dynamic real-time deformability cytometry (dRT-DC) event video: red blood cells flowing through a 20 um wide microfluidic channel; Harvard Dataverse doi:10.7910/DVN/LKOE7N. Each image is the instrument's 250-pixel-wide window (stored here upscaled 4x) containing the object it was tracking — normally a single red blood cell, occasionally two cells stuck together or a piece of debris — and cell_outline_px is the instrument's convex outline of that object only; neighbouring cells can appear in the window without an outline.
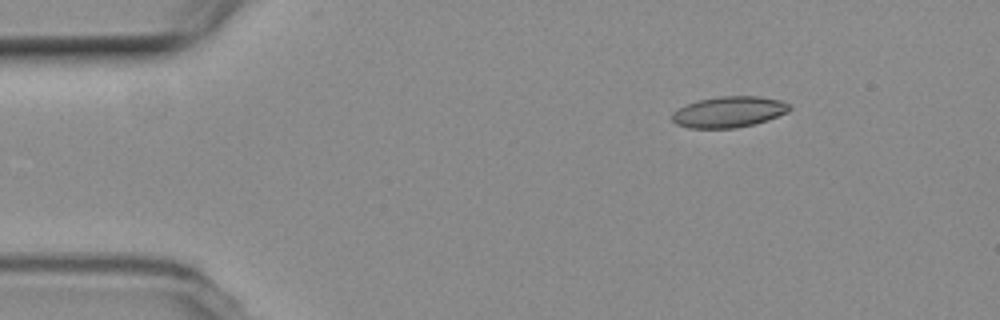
{"species": "common noctule bat (a hibernating species)", "species_latin": "Nyctalus noctula", "temperature_condition": "room temperature", "stored_images_in_passage": 27, "camera_frame_rate_fps": 3000, "um_per_image_px": 0.085, "animal": {"sex": "female", "body_mass_g": 19.3, "forearm_length_mm": 54.1}, "frame": {"image": 1, "passage_image": 1, "time_ms": 0.0, "image_size_px": [1000, 320], "cell_outline_px": [[792, 108], [788, 112], [768, 120], [756, 124], [736, 128], [688, 128], [676, 124], [672, 120], [672, 112], [688, 104], [700, 100], [720, 96], [760, 96], [780, 100], [792, 104]], "centroid_in_image_um": [62.01, 9.52], "position_along_channel_um": 23.0, "area_um2": 21.33}}
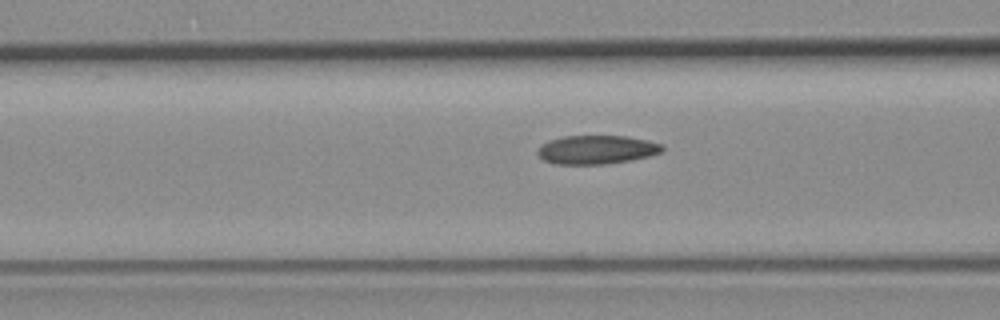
{"frame": {"image": 2, "passage_image": 15, "time_ms": 4.667, "image_size_px": [1000, 320], "cell_outline_px": [[664, 148], [660, 152], [648, 156], [632, 160], [604, 164], [556, 164], [544, 160], [536, 152], [540, 144], [548, 140], [564, 136], [628, 136], [648, 140], [664, 144]], "centroid_in_image_um": [50.71, 12.71], "position_along_channel_um": 115.9, "area_um2": 20.98}}
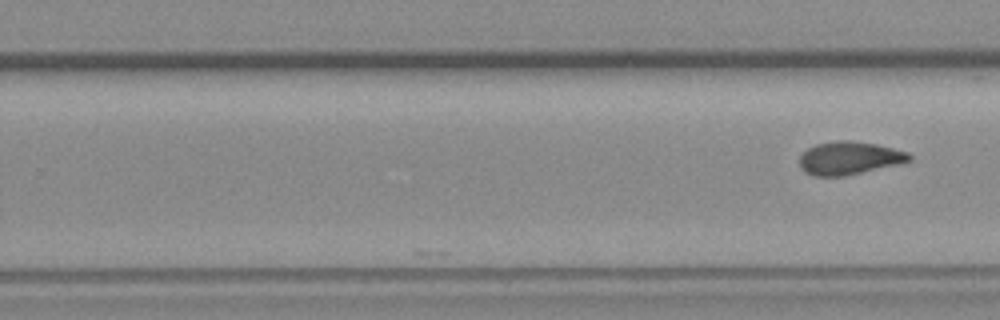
{"frame": {"image": 3, "passage_image": 27, "time_ms": 8.667, "image_size_px": [1000, 320], "cell_outline_px": [[912, 160], [900, 164], [844, 176], [816, 176], [804, 172], [800, 168], [800, 156], [808, 148], [816, 144], [840, 140], [848, 140], [876, 144], [908, 152], [912, 156]], "centroid_in_image_um": [72.2, 13.44], "position_along_channel_um": 257.6, "area_um2": 21.1}}